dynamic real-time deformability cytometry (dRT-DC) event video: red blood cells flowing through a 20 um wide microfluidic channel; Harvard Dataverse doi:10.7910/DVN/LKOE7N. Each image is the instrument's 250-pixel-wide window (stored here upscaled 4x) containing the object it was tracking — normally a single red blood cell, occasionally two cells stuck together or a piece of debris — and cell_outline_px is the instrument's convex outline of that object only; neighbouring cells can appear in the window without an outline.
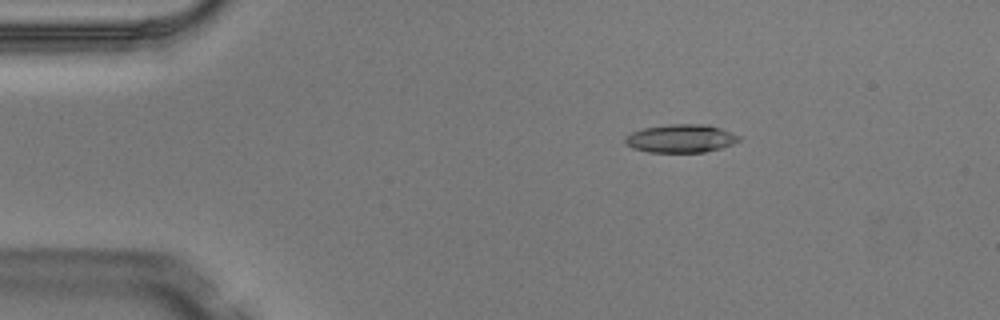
{"species": "Egyptian fruit bat (a non-hibernating species)", "species_latin": "Rousettus aegyptiacus", "temperature_condition": "warm", "stored_images_in_passage": 4, "camera_frame_rate_fps": 3000, "um_per_image_px": 0.085, "animal": {"sex": "male"}, "frame": {"image": 1, "passage_image": 3, "time_ms": 0.667, "image_size_px": [1000, 320], "cell_outline_px": [[740, 140], [732, 144], [720, 148], [704, 152], [648, 152], [632, 148], [624, 144], [624, 136], [632, 132], [644, 128], [672, 124], [708, 124], [732, 132], [740, 136]], "centroid_in_image_um": [57.85, 11.77], "position_along_channel_um": 27.2, "area_um2": 18.79}}